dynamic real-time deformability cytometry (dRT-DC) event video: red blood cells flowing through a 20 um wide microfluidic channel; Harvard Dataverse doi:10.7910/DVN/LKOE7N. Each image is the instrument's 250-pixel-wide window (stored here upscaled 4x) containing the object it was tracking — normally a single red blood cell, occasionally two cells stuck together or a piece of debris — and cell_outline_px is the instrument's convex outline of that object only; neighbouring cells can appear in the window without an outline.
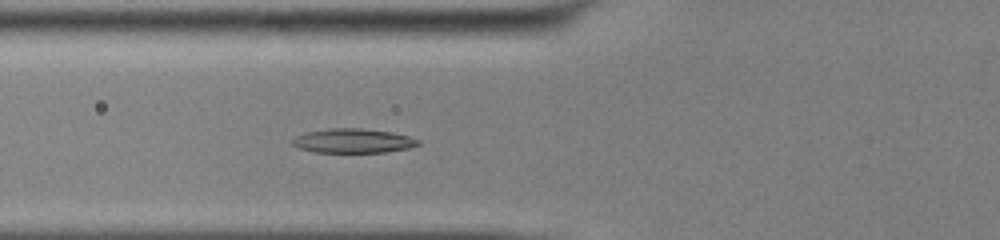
{"species": "common noctule bat (a hibernating species)", "species_latin": "Nyctalus noctula", "temperature_condition": "cold", "stored_images_in_passage": 39, "camera_frame_rate_fps": 3000, "um_per_image_px": 0.085, "animal": {"sex": "male", "body_mass_g": 13.0, "forearm_length_mm": 53.1}, "frame": {"image": 1, "passage_image": 7, "time_ms": 2.0, "image_size_px": [1000, 240], "cell_outline_px": [[420, 144], [408, 148], [384, 152], [316, 152], [300, 148], [292, 144], [292, 140], [296, 136], [308, 132], [332, 128], [360, 128], [392, 132], [408, 136], [420, 140]], "centroid_in_image_um": [30.04, 11.97], "position_along_channel_um": 95.8, "area_um2": 17.57}}
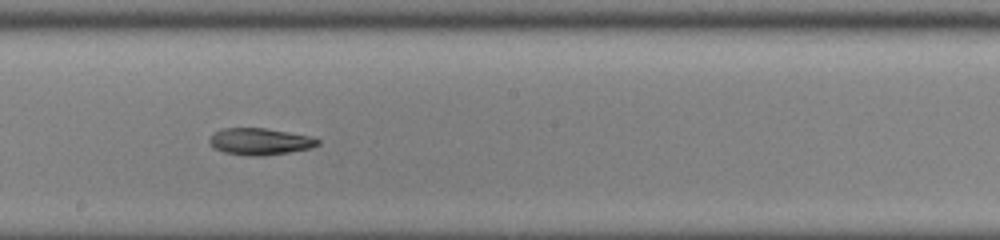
{"frame": {"image": 2, "passage_image": 17, "time_ms": 5.333, "image_size_px": [1000, 240], "cell_outline_px": [[320, 144], [312, 148], [264, 156], [248, 156], [224, 152], [212, 148], [208, 140], [216, 132], [224, 128], [264, 128], [288, 132], [308, 136], [320, 140]], "centroid_in_image_um": [22.08, 12.04], "position_along_channel_um": 226.1, "area_um2": 16.82}}
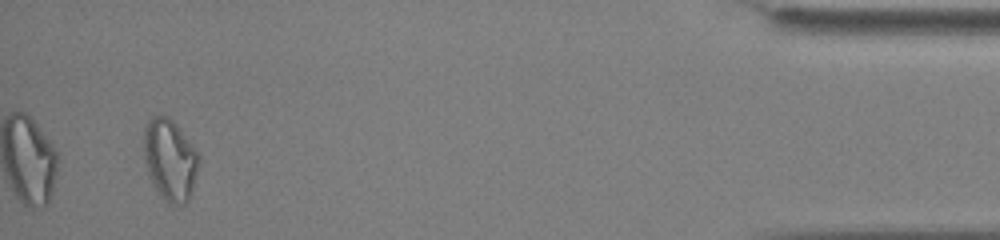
{"frame": {"image": 3, "passage_image": 37, "time_ms": 12.0, "image_size_px": [1000, 240], "cell_outline_px": [[200, 160], [192, 188], [188, 200], [184, 204], [168, 204], [160, 196], [152, 184], [148, 176], [144, 160], [144, 124], [148, 120], [156, 116], [168, 116], [176, 124], [200, 156]], "centroid_in_image_um": [14.42, 13.59], "position_along_channel_um": 420.8, "area_um2": 26.07}}